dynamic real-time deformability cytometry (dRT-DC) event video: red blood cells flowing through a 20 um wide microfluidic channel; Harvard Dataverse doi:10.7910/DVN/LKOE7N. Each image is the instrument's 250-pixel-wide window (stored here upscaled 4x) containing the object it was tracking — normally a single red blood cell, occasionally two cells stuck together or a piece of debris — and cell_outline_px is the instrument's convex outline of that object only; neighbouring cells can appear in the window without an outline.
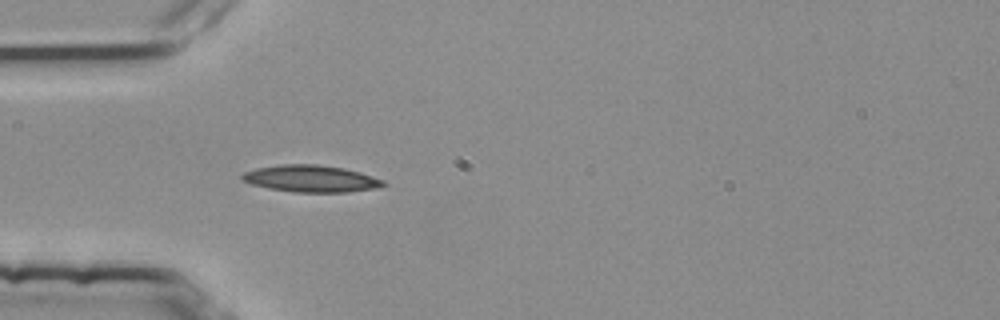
{"species": "common noctule bat (a hibernating species)", "species_latin": "Nyctalus noctula", "temperature_condition": "room temperature", "stored_images_in_passage": 7, "camera_frame_rate_fps": 3000, "um_per_image_px": 0.085, "animal": {"sex": "female", "body_mass_g": 25.1}, "frame": {"image": 1, "passage_image": 1, "time_ms": 0.0, "image_size_px": [1000, 320], "cell_outline_px": [[388, 184], [380, 188], [348, 192], [292, 192], [268, 188], [252, 184], [240, 180], [240, 176], [244, 172], [256, 168], [280, 164], [316, 164], [344, 168], [384, 180]], "centroid_in_image_um": [26.42, 15.19], "position_along_channel_um": 58.6, "area_um2": 22.25}}
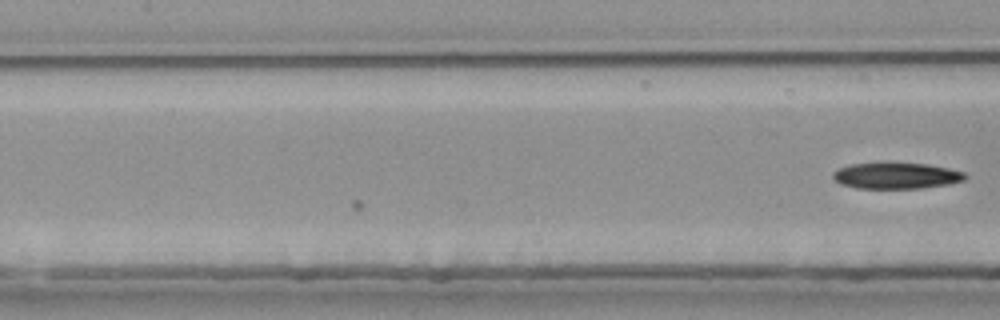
{"frame": {"image": 2, "passage_image": 7, "time_ms": 2.0, "image_size_px": [1000, 320], "cell_outline_px": [[968, 176], [964, 180], [948, 184], [920, 188], [856, 188], [840, 184], [832, 176], [832, 172], [840, 168], [852, 164], [884, 160], [928, 164], [948, 168], [964, 172]], "centroid_in_image_um": [76.16, 14.89], "position_along_channel_um": 131.2, "area_um2": 20.81}}